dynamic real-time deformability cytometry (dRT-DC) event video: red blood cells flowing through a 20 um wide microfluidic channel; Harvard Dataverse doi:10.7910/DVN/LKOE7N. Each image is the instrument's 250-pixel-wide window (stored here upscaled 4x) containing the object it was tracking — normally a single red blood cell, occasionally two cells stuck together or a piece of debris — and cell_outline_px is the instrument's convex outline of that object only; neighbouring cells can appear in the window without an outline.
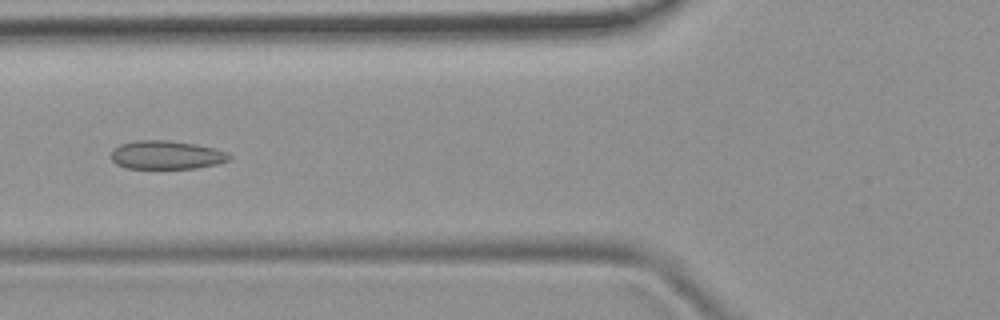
{"species": "common noctule bat (a hibernating species)", "species_latin": "Nyctalus noctula", "temperature_condition": "room temperature", "stored_images_in_passage": 37, "camera_frame_rate_fps": 3000, "um_per_image_px": 0.085, "animal": {"sex": "female", "body_mass_g": 19.9}, "frame": {"image": 1, "passage_image": 11, "time_ms": 3.333, "image_size_px": [1000, 320], "cell_outline_px": [[232, 156], [228, 160], [216, 164], [196, 168], [128, 168], [116, 164], [112, 160], [112, 148], [120, 144], [136, 140], [168, 140], [196, 144], [216, 148], [228, 152]], "centroid_in_image_um": [14.15, 13.16], "position_along_channel_um": 111.6, "area_um2": 19.71}}
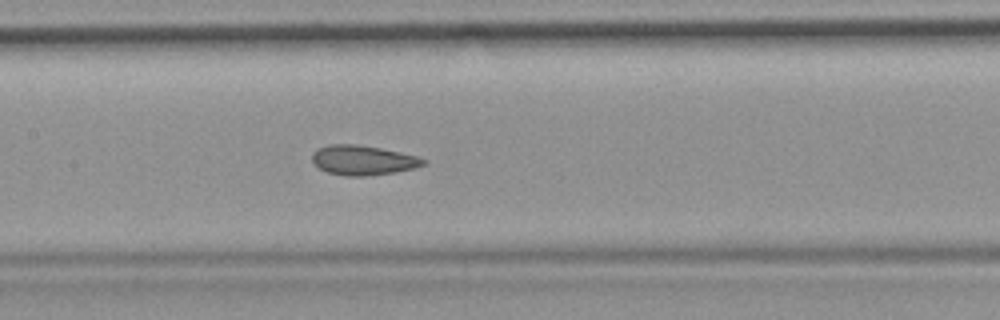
{"frame": {"image": 2, "passage_image": 16, "time_ms": 5.0, "image_size_px": [1000, 320], "cell_outline_px": [[428, 164], [416, 168], [396, 172], [364, 176], [344, 176], [328, 172], [320, 168], [312, 160], [312, 152], [328, 144], [356, 144], [380, 148], [400, 152], [416, 156], [428, 160]], "centroid_in_image_um": [30.9, 13.62], "position_along_channel_um": 176.5, "area_um2": 19.31}, "authors_computed_cell_mechanics": {"area_um2": 19.3052, "velocity_mm_per_s": 3.8849, "shape_relaxation_time_tau1_ms": null, "shape_relaxation_time_tau2_ms": 1.3133, "deformation_change_tau1": null, "deformation_change_tau2": 0.0859}}